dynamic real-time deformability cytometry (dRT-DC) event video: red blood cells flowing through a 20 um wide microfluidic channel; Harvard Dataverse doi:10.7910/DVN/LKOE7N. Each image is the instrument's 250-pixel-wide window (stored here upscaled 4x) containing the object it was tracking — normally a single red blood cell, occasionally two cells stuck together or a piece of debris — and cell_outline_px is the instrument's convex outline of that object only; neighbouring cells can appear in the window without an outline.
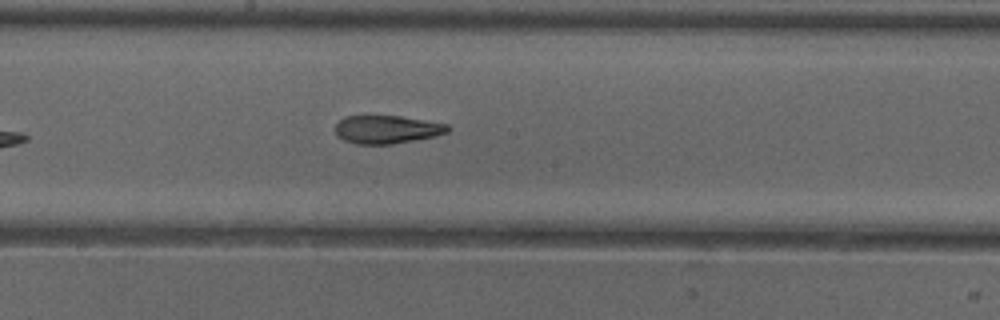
{"species": "common noctule bat (a hibernating species)", "species_latin": "Nyctalus noctula", "temperature_condition": "cold", "stored_images_in_passage": 7, "camera_frame_rate_fps": 3000, "um_per_image_px": 0.085, "animal": {"sex": "female"}, "frame": {"image": 1, "passage_image": 7, "time_ms": 8.0, "image_size_px": [1000, 320], "cell_outline_px": [[452, 128], [448, 132], [436, 136], [392, 144], [356, 144], [344, 140], [336, 136], [336, 124], [344, 116], [400, 116], [448, 124]], "centroid_in_image_um": [32.9, 11.0], "position_along_channel_um": 215.3, "area_um2": 18.5}}